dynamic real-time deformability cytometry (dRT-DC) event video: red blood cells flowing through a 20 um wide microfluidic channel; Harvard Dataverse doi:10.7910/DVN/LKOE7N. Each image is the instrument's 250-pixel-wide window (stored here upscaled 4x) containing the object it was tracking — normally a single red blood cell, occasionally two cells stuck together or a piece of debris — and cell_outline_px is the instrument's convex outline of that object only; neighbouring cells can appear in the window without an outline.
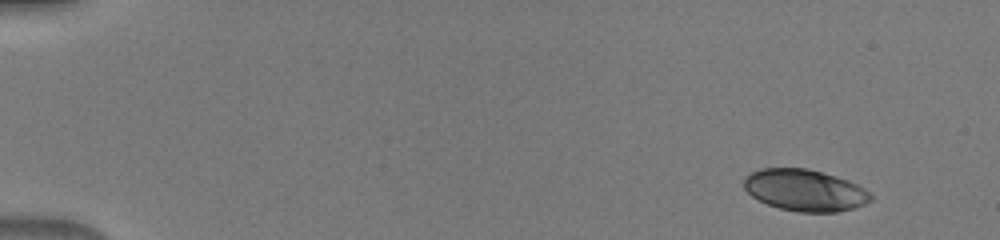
{"species": "human", "species_latin": "Homo sapiens", "temperature_condition": "warm", "stored_images_in_passage": 7, "camera_frame_rate_fps": 3000, "um_per_image_px": 0.085, "donor": {"sex": "male"}, "frame": {"image": 1, "passage_image": 1, "time_ms": 0.0, "image_size_px": [1000, 240], "cell_outline_px": [[872, 200], [856, 208], [836, 212], [796, 212], [780, 208], [768, 204], [752, 196], [744, 188], [744, 176], [760, 168], [808, 168], [836, 176], [848, 180], [864, 188], [872, 196]], "centroid_in_image_um": [68.42, 16.17], "position_along_channel_um": 16.6, "area_um2": 30.81}}
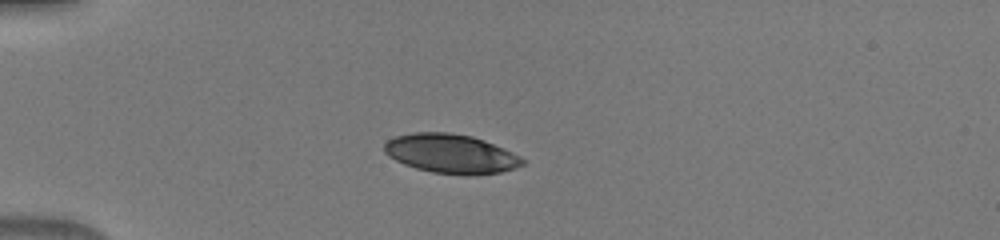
{"frame": {"image": 2, "passage_image": 5, "time_ms": 1.333, "image_size_px": [1000, 240], "cell_outline_px": [[524, 164], [516, 168], [500, 172], [476, 176], [468, 176], [432, 172], [416, 168], [404, 164], [388, 156], [384, 152], [384, 144], [388, 140], [396, 136], [412, 132], [448, 132], [472, 136], [484, 140], [504, 148], [520, 156], [524, 160]], "centroid_in_image_um": [38.34, 13.07], "position_along_channel_um": 46.7, "area_um2": 31.79}}